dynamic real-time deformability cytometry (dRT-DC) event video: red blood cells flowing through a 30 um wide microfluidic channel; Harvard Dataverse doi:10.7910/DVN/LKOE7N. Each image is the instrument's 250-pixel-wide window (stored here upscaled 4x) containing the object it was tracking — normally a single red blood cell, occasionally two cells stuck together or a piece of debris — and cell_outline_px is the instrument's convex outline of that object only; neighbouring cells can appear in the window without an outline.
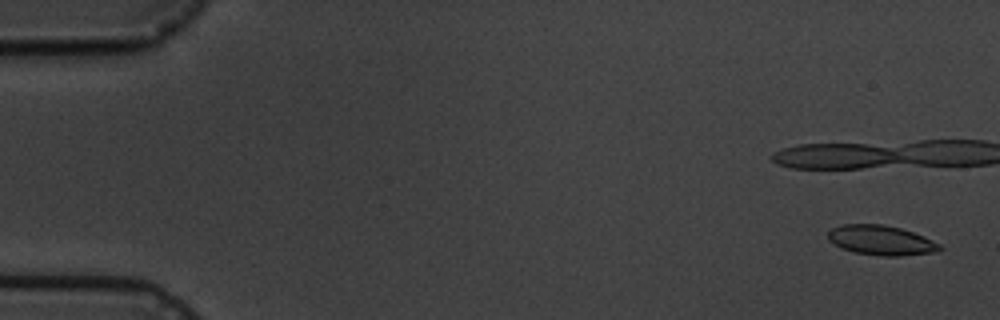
{"species": "common noctule bat (a hibernating species)", "species_latin": "Nyctalus noctula", "temperature_condition": "cold", "stored_images_in_passage": 16, "camera_frame_rate_fps": 3000, "um_per_image_px": 0.085, "animal": {"sex": "male", "body_mass_g": 19.5, "forearm_length_mm": 54.6}, "frame": {"image": 1, "passage_image": 1, "time_ms": 0.0, "image_size_px": [1000, 320], "cell_outline_px": [[944, 248], [940, 252], [900, 256], [880, 256], [856, 252], [840, 248], [828, 240], [828, 232], [832, 228], [844, 224], [884, 224], [900, 228], [924, 236], [940, 244]], "centroid_in_image_um": [74.93, 20.43], "position_along_channel_um": 10.1, "area_um2": 19.54}, "authors_computed_cell_mechanics": {"area_um2": 19.6231, "velocity_mm_per_s": 3.5436, "shape_relaxation_time_tau1_ms": 3.7697, "shape_relaxation_time_tau2_ms": 1.1784, "deformation_change_tau1": 0.1023, "deformation_change_tau2": 0.0378}}